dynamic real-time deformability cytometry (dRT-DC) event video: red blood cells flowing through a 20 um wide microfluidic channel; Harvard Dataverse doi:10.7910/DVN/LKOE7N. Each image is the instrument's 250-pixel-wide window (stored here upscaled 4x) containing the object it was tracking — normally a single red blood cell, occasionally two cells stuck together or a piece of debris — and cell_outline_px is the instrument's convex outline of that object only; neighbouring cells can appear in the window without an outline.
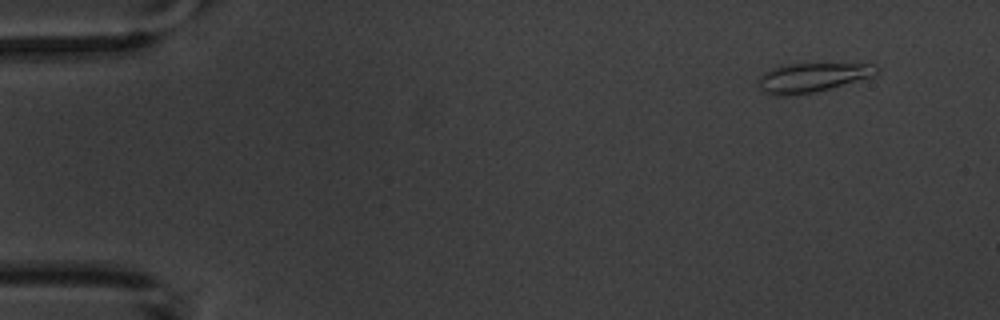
{"species": "common noctule bat (a hibernating species)", "species_latin": "Nyctalus noctula", "temperature_condition": "warm", "stored_images_in_passage": 5, "camera_frame_rate_fps": 3000, "um_per_image_px": 0.085, "animal": {"sex": "male", "body_mass_g": 20.1, "forearm_length_mm": 53.5}, "frame": {"image": 1, "passage_image": 2, "time_ms": 1.333, "image_size_px": [1000, 320], "cell_outline_px": [[880, 68], [872, 76], [828, 88], [812, 92], [784, 96], [776, 96], [760, 88], [760, 76], [764, 72], [780, 64], [876, 64]], "centroid_in_image_um": [69.02, 6.56], "position_along_channel_um": 16.0, "area_um2": 19.54}}
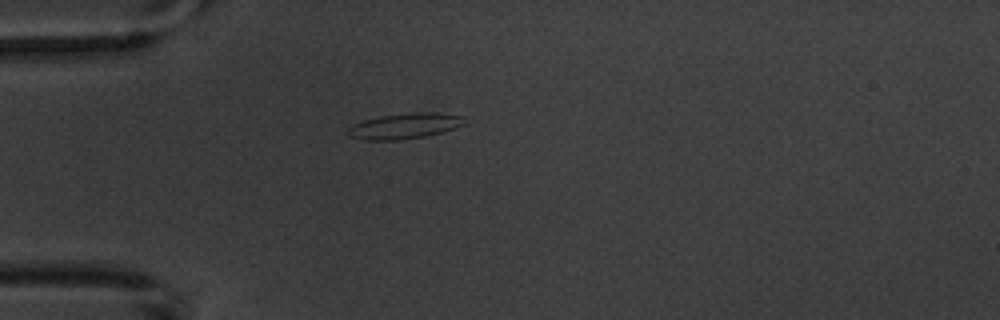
{"frame": {"image": 2, "passage_image": 5, "time_ms": 5.0, "image_size_px": [1000, 320], "cell_outline_px": [[468, 124], [444, 132], [424, 136], [400, 140], [364, 140], [348, 136], [344, 132], [352, 124], [364, 120], [380, 116], [416, 112], [436, 112], [464, 116]], "centroid_in_image_um": [34.42, 10.71], "position_along_channel_um": 50.6, "area_um2": 17.74}}